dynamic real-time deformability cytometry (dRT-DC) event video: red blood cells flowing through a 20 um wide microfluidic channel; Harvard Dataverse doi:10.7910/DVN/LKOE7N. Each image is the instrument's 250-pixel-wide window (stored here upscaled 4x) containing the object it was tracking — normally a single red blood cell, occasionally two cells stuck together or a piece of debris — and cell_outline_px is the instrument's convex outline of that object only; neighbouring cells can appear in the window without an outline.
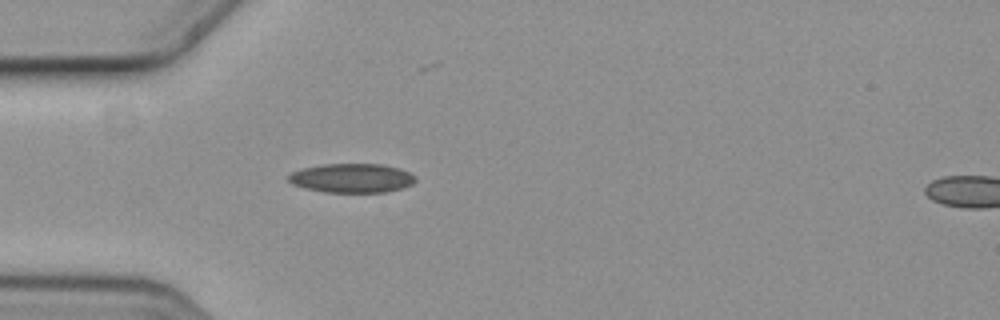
{"species": "common noctule bat (a hibernating species)", "species_latin": "Nyctalus noctula", "temperature_condition": "cold", "stored_images_in_passage": 2, "camera_frame_rate_fps": 3000, "um_per_image_px": 0.085, "animal": {"sex": "female", "body_mass_g": 19.3, "forearm_length_mm": 54.1}, "frame": {"image": 1, "passage_image": 2, "time_ms": 0.333, "image_size_px": [1000, 320], "cell_outline_px": [[416, 180], [412, 184], [388, 192], [324, 192], [304, 188], [292, 184], [288, 180], [288, 176], [292, 172], [304, 168], [324, 164], [384, 164], [400, 168], [416, 176]], "centroid_in_image_um": [29.92, 15.14], "position_along_channel_um": 55.1, "area_um2": 21.56}}